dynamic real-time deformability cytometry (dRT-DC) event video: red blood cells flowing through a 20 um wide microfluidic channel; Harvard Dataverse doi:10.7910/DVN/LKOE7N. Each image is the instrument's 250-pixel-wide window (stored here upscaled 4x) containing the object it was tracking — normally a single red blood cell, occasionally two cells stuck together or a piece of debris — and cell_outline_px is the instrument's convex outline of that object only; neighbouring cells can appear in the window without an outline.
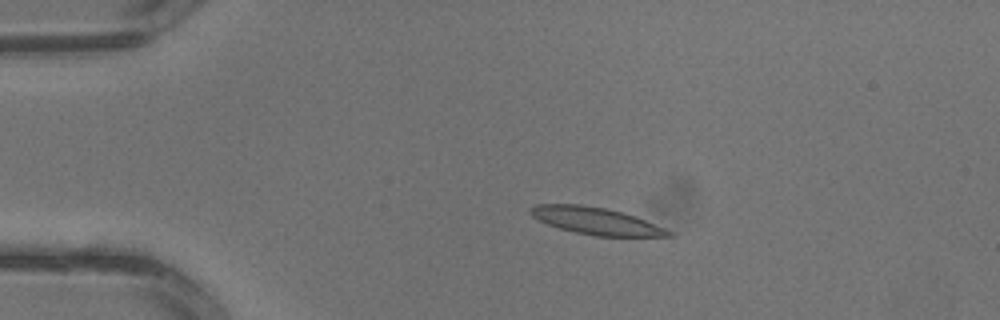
{"species": "common noctule bat (a hibernating species)", "species_latin": "Nyctalus noctula", "temperature_condition": "warm", "stored_images_in_passage": 3, "camera_frame_rate_fps": 3000, "um_per_image_px": 0.085, "animal": {"sex": "male", "body_mass_g": 13.3}, "frame": {"image": 1, "passage_image": 2, "time_ms": 0.333, "image_size_px": [1000, 320], "cell_outline_px": [[672, 236], [596, 236], [576, 232], [560, 228], [548, 224], [532, 216], [528, 212], [528, 208], [536, 204], [580, 204], [604, 208], [620, 212], [644, 220], [664, 228], [672, 232]], "centroid_in_image_um": [50.58, 18.77], "position_along_channel_um": 34.4, "area_um2": 21.33}}